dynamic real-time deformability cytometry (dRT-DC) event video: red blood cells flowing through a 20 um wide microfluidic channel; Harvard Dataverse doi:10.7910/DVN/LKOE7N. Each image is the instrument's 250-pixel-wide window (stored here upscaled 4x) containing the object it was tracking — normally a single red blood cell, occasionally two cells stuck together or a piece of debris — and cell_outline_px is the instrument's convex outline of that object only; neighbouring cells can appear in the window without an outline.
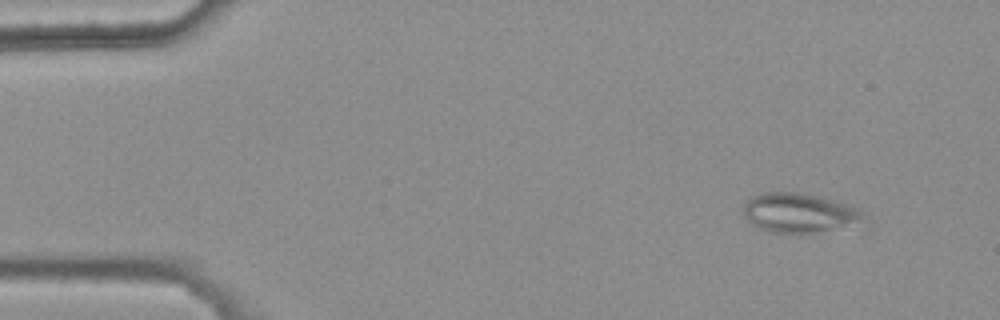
{"species": "common noctule bat (a hibernating species)", "species_latin": "Nyctalus noctula", "temperature_condition": "warm", "stored_images_in_passage": 47, "camera_frame_rate_fps": 3000, "um_per_image_px": 0.085, "animal": {"sex": "female", "body_mass_g": 25.1}, "frame": {"image": 1, "passage_image": 6, "time_ms": 1.667, "image_size_px": [1000, 320], "cell_outline_px": [[860, 220], [804, 236], [800, 236], [768, 232], [752, 224], [744, 216], [744, 204], [748, 200], [760, 192], [800, 192], [820, 196], [856, 208], [860, 212]], "centroid_in_image_um": [67.77, 18.11], "position_along_channel_um": 17.2, "area_um2": 27.28}}
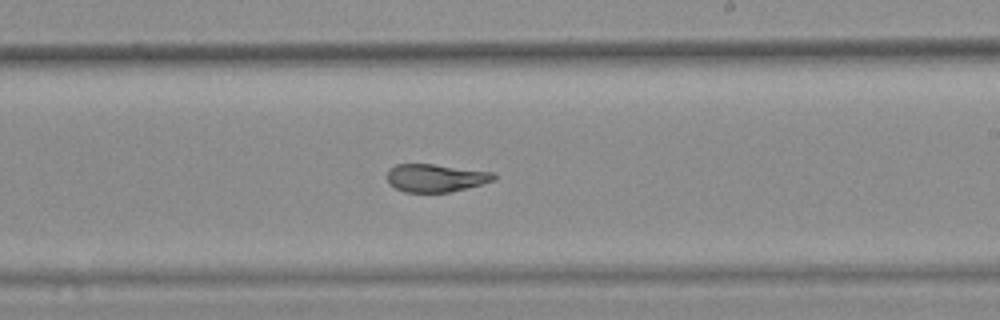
{"frame": {"image": 2, "passage_image": 33, "time_ms": 10.667, "image_size_px": [1000, 320], "cell_outline_px": [[496, 180], [448, 192], [404, 192], [388, 184], [384, 176], [388, 168], [396, 164], [432, 164], [496, 172]], "centroid_in_image_um": [36.97, 15.11], "position_along_channel_um": 252.0, "area_um2": 17.57}}
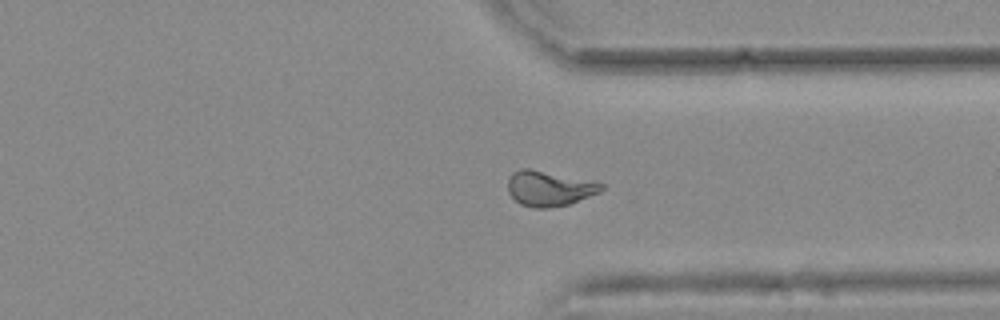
{"frame": {"image": 3, "passage_image": 42, "time_ms": 13.667, "image_size_px": [1000, 320], "cell_outline_px": [[604, 188], [600, 192], [568, 204], [548, 208], [532, 208], [520, 204], [508, 192], [508, 176], [512, 172], [520, 168], [528, 168], [596, 180], [604, 184]], "centroid_in_image_um": [46.7, 15.99], "position_along_channel_um": 364.7, "area_um2": 19.54}, "authors_computed_cell_mechanics": {"area_um2": 19.0162, "velocity_mm_per_s": 3.7386, "shape_relaxation_time_tau1_ms": null, "shape_relaxation_time_tau2_ms": 1.8471, "deformation_change_tau1": null, "deformation_change_tau2": 0.0874}}